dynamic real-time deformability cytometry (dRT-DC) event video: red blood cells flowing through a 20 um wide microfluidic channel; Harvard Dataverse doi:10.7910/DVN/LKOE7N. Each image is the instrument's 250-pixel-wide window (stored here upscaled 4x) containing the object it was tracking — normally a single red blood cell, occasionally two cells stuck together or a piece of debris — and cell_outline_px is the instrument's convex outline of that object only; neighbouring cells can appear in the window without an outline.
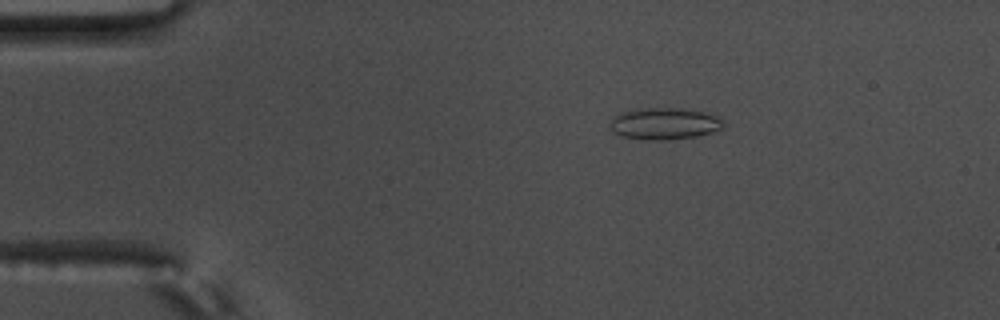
{"species": "common noctule bat (a hibernating species)", "species_latin": "Nyctalus noctula", "temperature_condition": "warm", "stored_images_in_passage": 58, "camera_frame_rate_fps": 3000, "um_per_image_px": 0.085, "animal": {"sex": "male", "body_mass_g": 17.5, "forearm_length_mm": 52.3}, "frame": {"image": 1, "passage_image": 11, "time_ms": 3.333, "image_size_px": [1000, 320], "cell_outline_px": [[724, 128], [712, 132], [696, 136], [664, 140], [644, 140], [624, 136], [612, 132], [608, 124], [616, 116], [624, 112], [644, 108], [680, 108], [704, 112], [716, 116], [724, 124]], "centroid_in_image_um": [56.47, 10.52], "position_along_channel_um": 28.5, "area_um2": 20.75}}
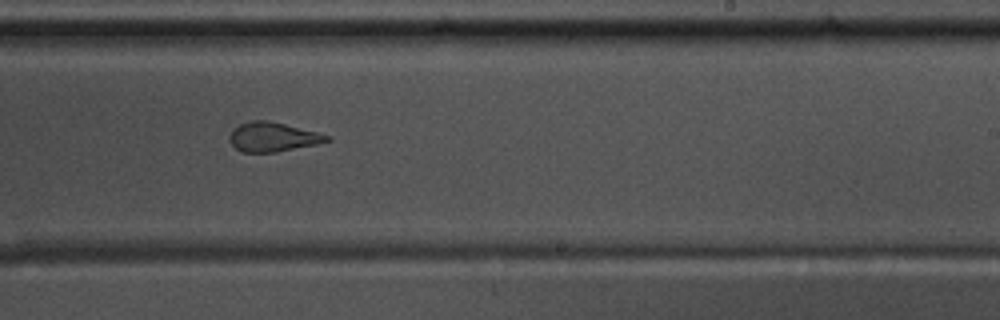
{"frame": {"image": 2, "passage_image": 36, "time_ms": 11.667, "image_size_px": [1000, 320], "cell_outline_px": [[332, 140], [316, 144], [276, 152], [244, 152], [236, 148], [228, 140], [228, 136], [232, 128], [240, 124], [252, 120], [268, 120], [332, 136]], "centroid_in_image_um": [23.16, 11.64], "position_along_channel_um": 265.8, "area_um2": 16.59}}
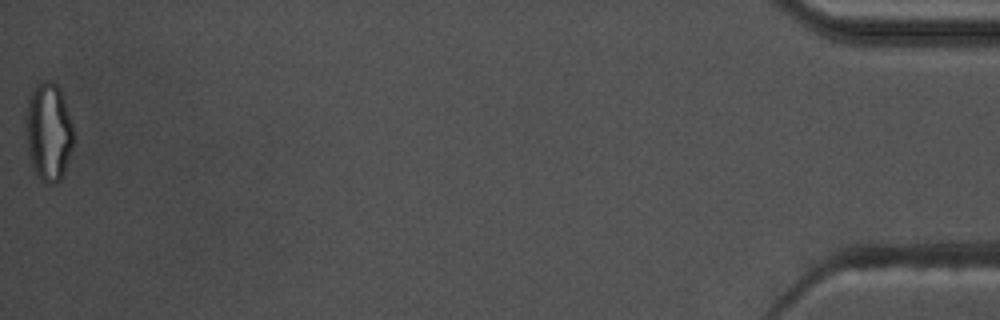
{"frame": {"image": 3, "passage_image": 58, "time_ms": 19.0, "image_size_px": [1000, 320], "cell_outline_px": [[72, 148], [60, 180], [56, 184], [48, 184], [40, 180], [36, 176], [28, 152], [28, 96], [32, 88], [36, 84], [44, 80], [52, 80], [60, 88], [72, 124]], "centroid_in_image_um": [4.14, 11.19], "position_along_channel_um": 431.1, "area_um2": 26.7}, "authors_computed_cell_mechanics": {"area_um2": 19.363, "velocity_mm_per_s": 3.5821, "shape_relaxation_time_tau1_ms": null, "shape_relaxation_time_tau2_ms": 1.572, "deformation_change_tau1": null, "deformation_change_tau2": 0.1044}}